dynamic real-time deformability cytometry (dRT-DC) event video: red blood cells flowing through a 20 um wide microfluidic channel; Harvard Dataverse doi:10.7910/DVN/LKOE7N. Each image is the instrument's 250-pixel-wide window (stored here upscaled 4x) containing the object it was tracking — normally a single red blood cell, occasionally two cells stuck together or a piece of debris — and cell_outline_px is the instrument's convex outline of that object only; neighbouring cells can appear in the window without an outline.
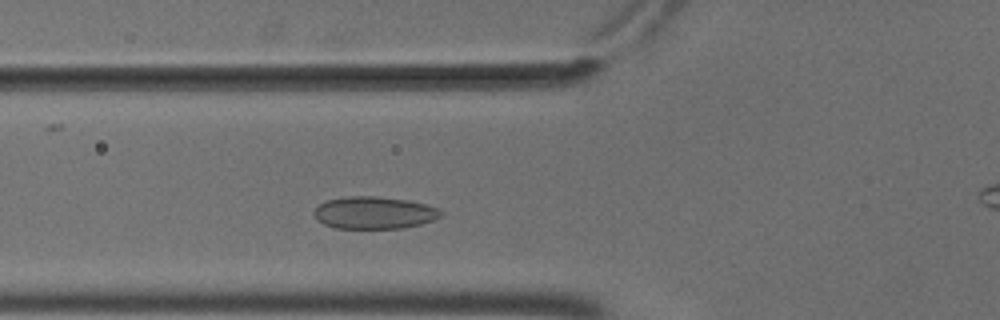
{"species": "common noctule bat (a hibernating species)", "species_latin": "Nyctalus noctula", "temperature_condition": "cold", "stored_images_in_passage": 43, "camera_frame_rate_fps": 3000, "um_per_image_px": 0.085, "animal": {"sex": "male", "body_mass_g": 18.8}, "frame": {"image": 1, "passage_image": 13, "time_ms": 4.0, "image_size_px": [1000, 320], "cell_outline_px": [[444, 212], [440, 216], [432, 220], [420, 224], [404, 228], [332, 228], [316, 220], [312, 212], [320, 204], [328, 200], [348, 196], [372, 196], [404, 200], [424, 204], [436, 208]], "centroid_in_image_um": [31.75, 18.09], "position_along_channel_um": 94.0, "area_um2": 23.64}}
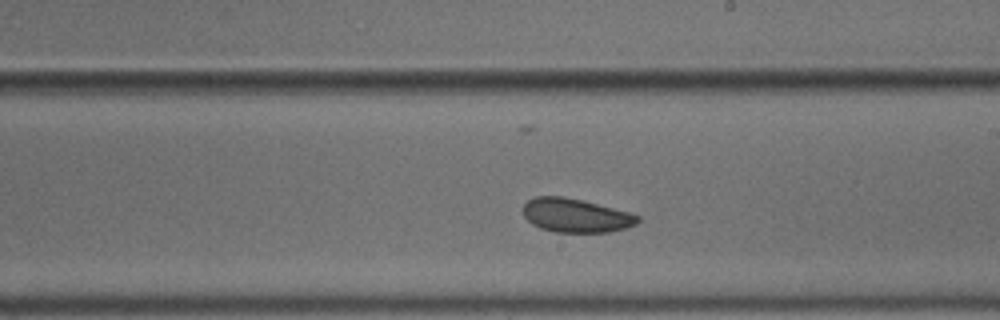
{"frame": {"image": 2, "passage_image": 25, "time_ms": 8.0, "image_size_px": [1000, 320], "cell_outline_px": [[640, 220], [636, 224], [612, 232], [556, 232], [540, 228], [532, 224], [524, 216], [524, 204], [528, 200], [536, 196], [564, 196], [628, 212], [640, 216]], "centroid_in_image_um": [48.93, 18.32], "position_along_channel_um": 240.1, "area_um2": 22.37}}
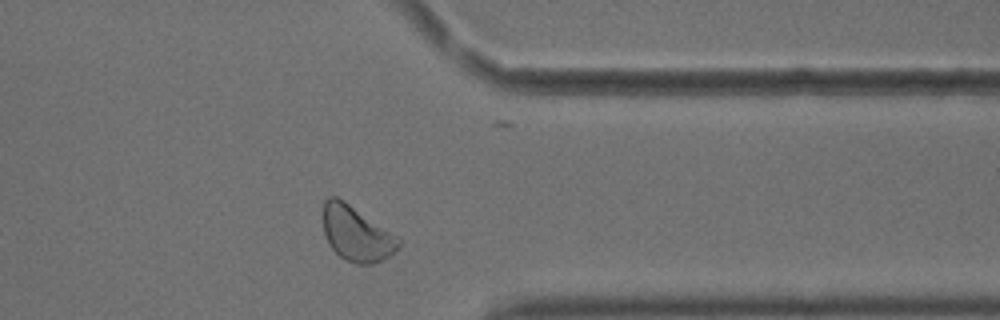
{"frame": {"image": 3, "passage_image": 37, "time_ms": 12.0, "image_size_px": [1000, 320], "cell_outline_px": [[400, 244], [384, 260], [372, 264], [356, 264], [340, 256], [328, 244], [324, 232], [320, 216], [324, 200], [328, 196], [336, 196], [344, 200], [400, 236]], "centroid_in_image_um": [30.26, 19.81], "position_along_channel_um": 381.1, "area_um2": 24.74}}